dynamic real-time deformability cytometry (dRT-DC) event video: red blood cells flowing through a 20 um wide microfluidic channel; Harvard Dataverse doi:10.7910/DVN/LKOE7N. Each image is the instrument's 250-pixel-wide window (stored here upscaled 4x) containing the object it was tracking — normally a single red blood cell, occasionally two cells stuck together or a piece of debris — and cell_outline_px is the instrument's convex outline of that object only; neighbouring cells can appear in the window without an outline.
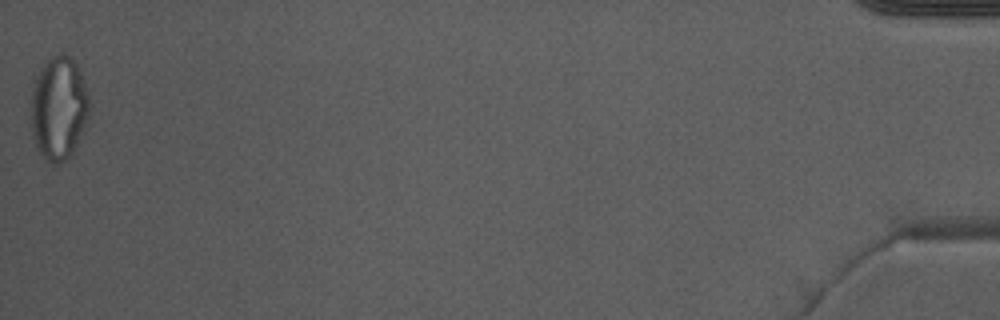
{"species": "Egyptian fruit bat (a non-hibernating species)", "species_latin": "Rousettus aegyptiacus", "temperature_condition": "warm", "stored_images_in_passage": 51, "camera_frame_rate_fps": 3000, "um_per_image_px": 0.085, "animal": {"sex": "male"}, "frame": {"image": 1, "passage_image": 51, "time_ms": 16.667, "image_size_px": [1000, 320], "cell_outline_px": [[88, 116], [84, 128], [72, 152], [64, 160], [56, 164], [48, 164], [44, 160], [36, 148], [32, 136], [32, 88], [44, 64], [56, 52], [64, 52], [80, 68], [88, 96]], "centroid_in_image_um": [4.98, 9.2], "position_along_channel_um": 430.2, "area_um2": 34.91}}